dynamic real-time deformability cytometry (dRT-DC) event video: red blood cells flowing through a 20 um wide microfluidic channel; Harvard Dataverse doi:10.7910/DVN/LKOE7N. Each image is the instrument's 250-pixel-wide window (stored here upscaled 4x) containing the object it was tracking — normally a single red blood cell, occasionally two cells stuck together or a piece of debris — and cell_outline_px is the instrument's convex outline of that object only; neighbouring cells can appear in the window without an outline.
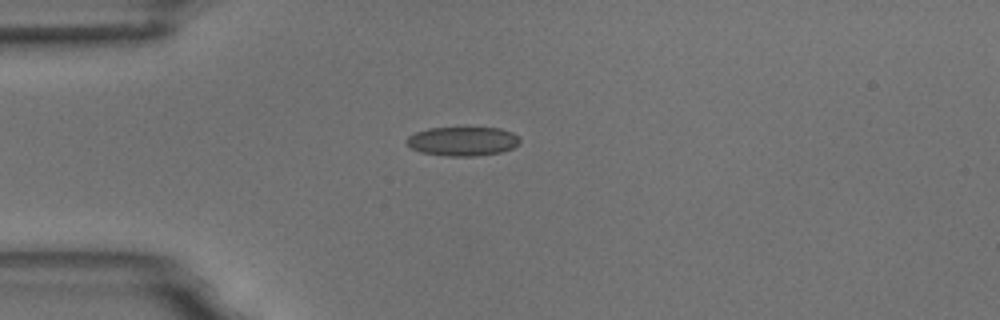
{"species": "common noctule bat (a hibernating species)", "species_latin": "Nyctalus noctula", "temperature_condition": "room temperature", "stored_images_in_passage": 6, "camera_frame_rate_fps": 3000, "um_per_image_px": 0.085, "animal": {"sex": "male", "body_mass_g": 18.8}, "frame": {"image": 1, "passage_image": 6, "time_ms": 6.0, "image_size_px": [1000, 320], "cell_outline_px": [[520, 144], [512, 148], [500, 152], [476, 156], [448, 156], [420, 152], [412, 148], [404, 140], [408, 136], [416, 132], [428, 128], [500, 128], [512, 132], [520, 140]], "centroid_in_image_um": [39.31, 12.01], "position_along_channel_um": 45.7, "area_um2": 19.13}}